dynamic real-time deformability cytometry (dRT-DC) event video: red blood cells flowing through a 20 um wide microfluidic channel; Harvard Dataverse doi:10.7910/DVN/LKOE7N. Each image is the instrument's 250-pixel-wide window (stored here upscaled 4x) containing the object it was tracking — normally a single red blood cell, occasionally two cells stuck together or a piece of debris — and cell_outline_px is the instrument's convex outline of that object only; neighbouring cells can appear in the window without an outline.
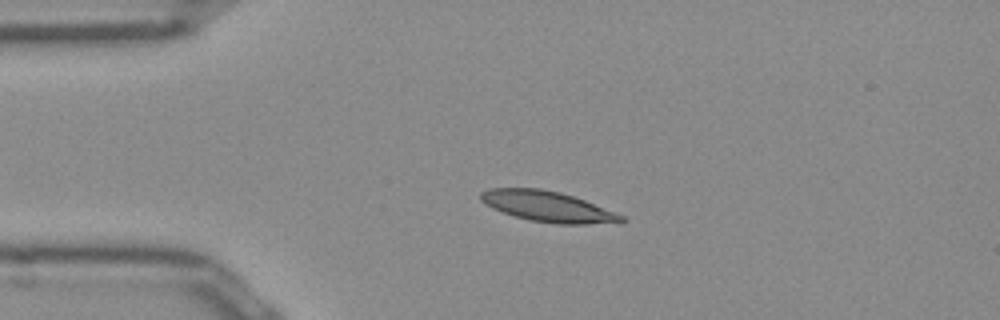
{"species": "Egyptian fruit bat (a non-hibernating species)", "species_latin": "Rousettus aegyptiacus", "temperature_condition": "room temperature", "stored_images_in_passage": 41, "camera_frame_rate_fps": 3000, "um_per_image_px": 0.085, "frame": {"image": 1, "passage_image": 1, "time_ms": 0.0, "image_size_px": [1000, 320], "cell_outline_px": [[628, 220], [584, 224], [556, 224], [528, 220], [492, 208], [480, 200], [480, 192], [488, 188], [540, 188], [560, 192], [584, 200], [624, 216]], "centroid_in_image_um": [46.49, 17.54], "position_along_channel_um": 38.5, "area_um2": 24.68}}
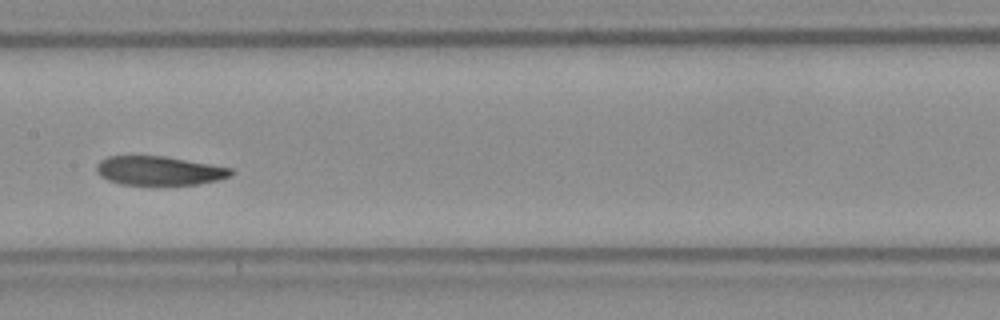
{"frame": {"image": 2, "passage_image": 15, "time_ms": 4.667, "image_size_px": [1000, 320], "cell_outline_px": [[232, 172], [228, 176], [216, 180], [196, 184], [156, 188], [120, 184], [108, 180], [100, 176], [96, 172], [96, 164], [100, 160], [108, 156], [164, 156], [232, 168]], "centroid_in_image_um": [13.45, 14.56], "position_along_channel_um": 194.0, "area_um2": 23.47}}
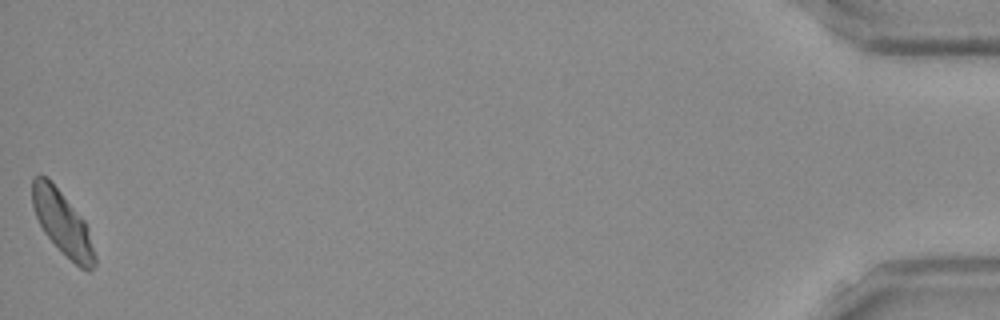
{"frame": {"image": 3, "passage_image": 41, "time_ms": 13.333, "image_size_px": [1000, 320], "cell_outline_px": [[96, 264], [88, 272], [80, 268], [44, 232], [36, 216], [32, 204], [32, 180], [36, 176], [44, 176], [60, 192], [84, 220], [96, 256]], "centroid_in_image_um": [5.32, 18.98], "position_along_channel_um": 429.9, "area_um2": 22.2}, "authors_computed_cell_mechanics": {"area_um2": 23.9292, "velocity_mm_per_s": 3.8988, "shape_relaxation_time_tau1_ms": 6.1779, "shape_relaxation_time_tau2_ms": 11.1716, "deformation_change_tau1": 0.1398, "deformation_change_tau2": 0.1817}}